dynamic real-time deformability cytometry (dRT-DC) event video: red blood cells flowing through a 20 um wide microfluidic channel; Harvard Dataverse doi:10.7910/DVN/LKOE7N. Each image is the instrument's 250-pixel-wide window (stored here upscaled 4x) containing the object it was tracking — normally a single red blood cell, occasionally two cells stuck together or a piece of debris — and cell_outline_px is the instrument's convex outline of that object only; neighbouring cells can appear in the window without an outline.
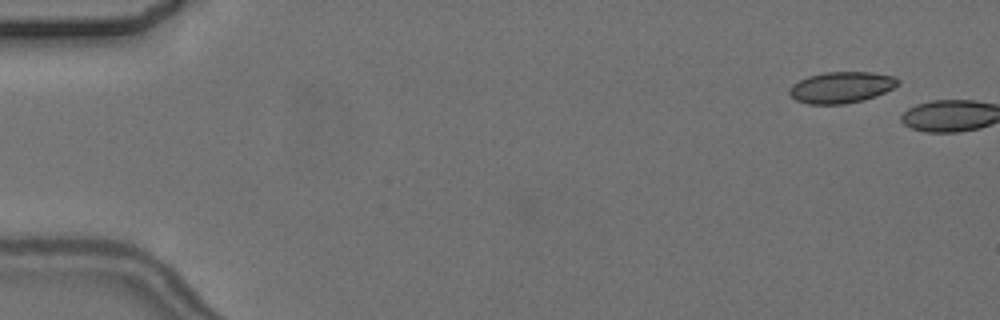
{"species": "common noctule bat (a hibernating species)", "species_latin": "Nyctalus noctula", "temperature_condition": "cold", "stored_images_in_passage": 2, "camera_frame_rate_fps": 3000, "um_per_image_px": 0.085, "animal": {"sex": "female", "body_mass_g": 24.6, "forearm_length_mm": 56.2}, "frame": {"image": 1, "passage_image": 1, "time_ms": 0.0, "image_size_px": [1000, 320], "cell_outline_px": [[900, 84], [876, 96], [864, 100], [844, 104], [808, 104], [796, 100], [788, 92], [788, 88], [792, 84], [808, 76], [824, 72], [872, 72], [896, 76], [900, 80]], "centroid_in_image_um": [71.52, 7.42], "position_along_channel_um": 13.5, "area_um2": 19.94}}